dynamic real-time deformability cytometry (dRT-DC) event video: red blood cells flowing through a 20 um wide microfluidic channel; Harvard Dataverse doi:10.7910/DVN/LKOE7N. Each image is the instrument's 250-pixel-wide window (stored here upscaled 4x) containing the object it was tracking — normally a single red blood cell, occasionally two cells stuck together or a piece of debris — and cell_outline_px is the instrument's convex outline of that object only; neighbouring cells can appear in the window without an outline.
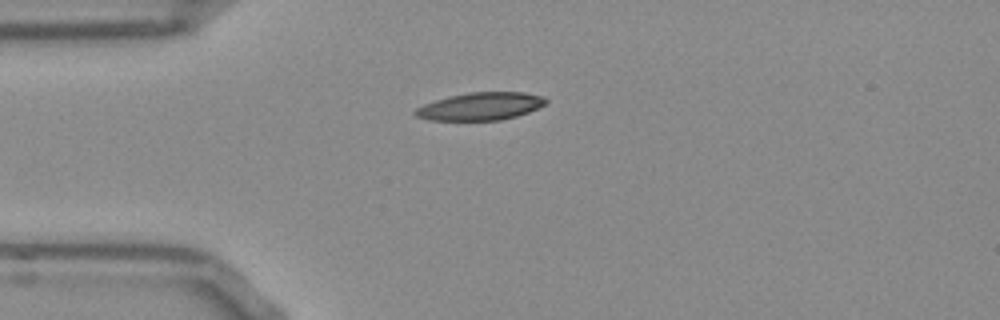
{"species": "Egyptian fruit bat (a non-hibernating species)", "species_latin": "Rousettus aegyptiacus", "temperature_condition": "room temperature", "stored_images_in_passage": 40, "camera_frame_rate_fps": 3000, "um_per_image_px": 0.085, "frame": {"image": 1, "passage_image": 1, "time_ms": 0.0, "image_size_px": [1000, 320], "cell_outline_px": [[548, 100], [544, 104], [528, 112], [516, 116], [500, 120], [428, 120], [416, 116], [412, 112], [416, 108], [424, 104], [448, 96], [468, 92], [524, 92], [544, 96]], "centroid_in_image_um": [40.82, 9.03], "position_along_channel_um": 44.2, "area_um2": 21.04}}
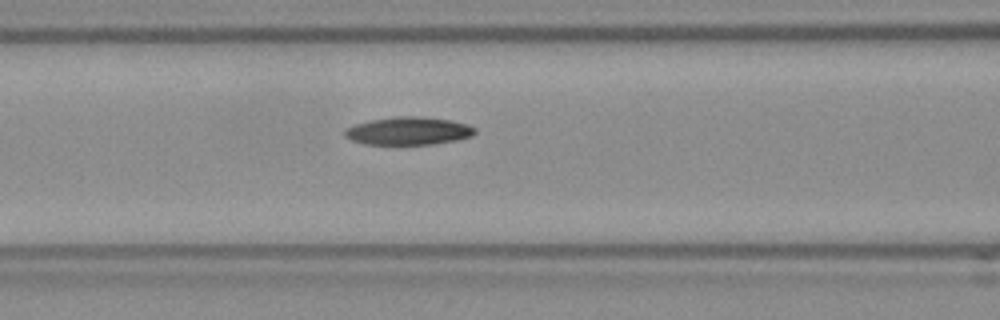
{"frame": {"image": 2, "passage_image": 9, "time_ms": 2.667, "image_size_px": [1000, 320], "cell_outline_px": [[476, 132], [472, 136], [456, 140], [432, 144], [364, 144], [352, 140], [344, 136], [344, 128], [368, 120], [392, 116], [420, 116], [448, 120], [468, 124], [476, 128]], "centroid_in_image_um": [34.69, 11.12], "position_along_channel_um": 131.9, "area_um2": 21.27}}
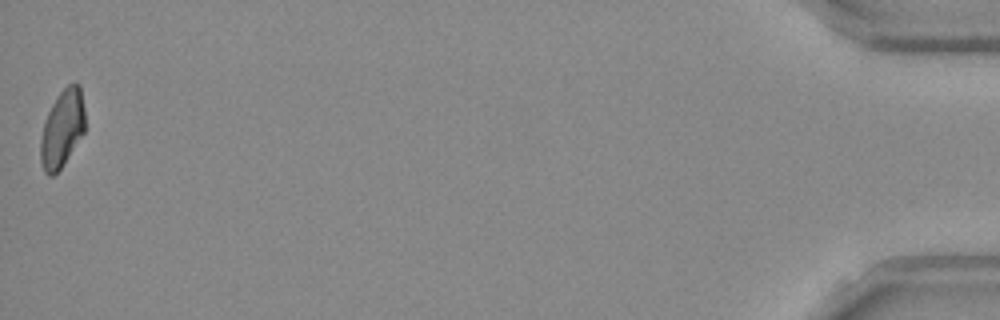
{"frame": {"image": 3, "passage_image": 40, "time_ms": 13.0, "image_size_px": [1000, 320], "cell_outline_px": [[84, 132], [60, 168], [52, 176], [48, 176], [44, 172], [40, 160], [40, 140], [44, 120], [56, 96], [68, 84], [80, 84], [84, 108]], "centroid_in_image_um": [5.26, 10.92], "position_along_channel_um": 429.9, "area_um2": 19.88}}